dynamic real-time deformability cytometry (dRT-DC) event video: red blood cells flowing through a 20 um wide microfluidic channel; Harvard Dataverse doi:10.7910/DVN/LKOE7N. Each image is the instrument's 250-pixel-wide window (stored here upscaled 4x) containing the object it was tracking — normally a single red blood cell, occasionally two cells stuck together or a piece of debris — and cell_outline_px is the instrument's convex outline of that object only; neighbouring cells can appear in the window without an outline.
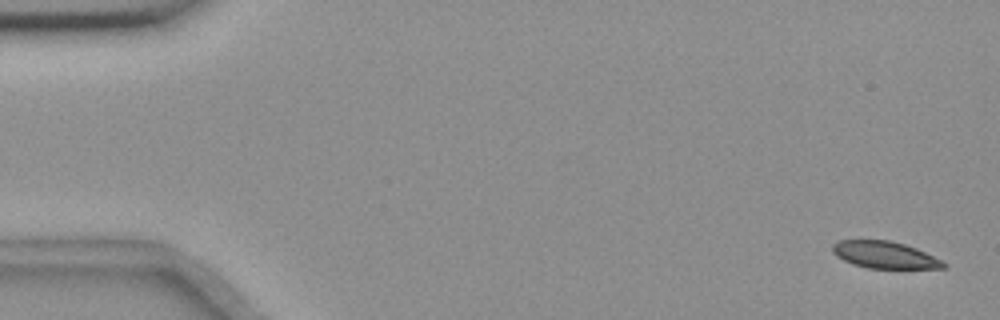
{"species": "common noctule bat (a hibernating species)", "species_latin": "Nyctalus noctula", "temperature_condition": "room temperature", "stored_images_in_passage": 56, "camera_frame_rate_fps": 3000, "um_per_image_px": 0.085, "animal": {"sex": "female", "body_mass_g": 18.4}, "frame": {"image": 1, "passage_image": 2, "time_ms": 0.333, "image_size_px": [1000, 320], "cell_outline_px": [[948, 268], [868, 268], [852, 264], [836, 256], [832, 252], [832, 244], [840, 240], [888, 240], [904, 244], [916, 248], [948, 264]], "centroid_in_image_um": [75.17, 21.66], "position_along_channel_um": 9.8, "area_um2": 17.34}}
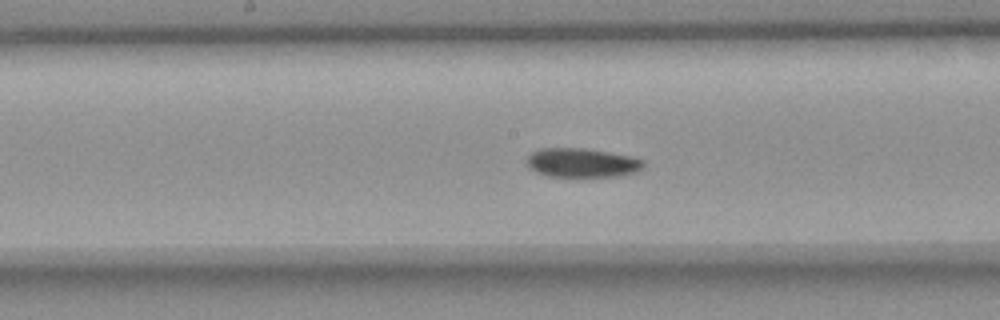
{"frame": {"image": 2, "passage_image": 29, "time_ms": 9.333, "image_size_px": [1000, 320], "cell_outline_px": [[644, 168], [636, 172], [616, 176], [548, 176], [536, 172], [528, 168], [524, 164], [524, 160], [532, 152], [540, 148], [584, 148], [632, 156], [644, 160]], "centroid_in_image_um": [49.43, 13.83], "position_along_channel_um": 198.8, "area_um2": 20.0}}
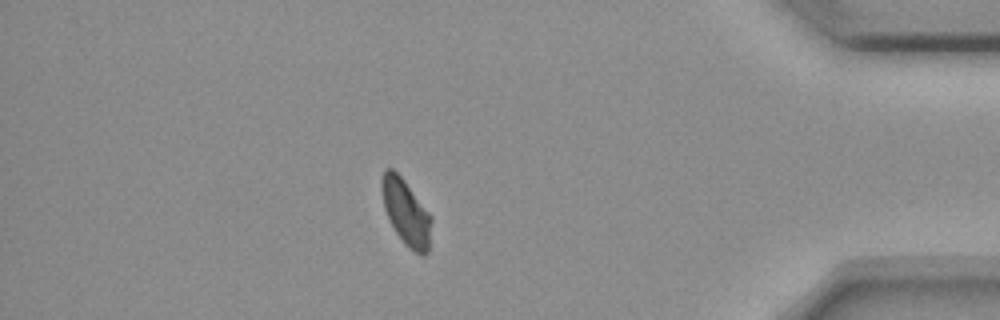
{"frame": {"image": 3, "passage_image": 49, "time_ms": 16.0, "image_size_px": [1000, 320], "cell_outline_px": [[432, 220], [428, 252], [424, 256], [420, 256], [404, 244], [396, 232], [384, 208], [380, 188], [380, 180], [384, 168], [392, 168], [404, 180], [432, 216]], "centroid_in_image_um": [34.51, 18.04], "position_along_channel_um": 400.7, "area_um2": 19.13}, "authors_computed_cell_mechanics": {"area_um2": 19.5653, "velocity_mm_per_s": 3.6264, "shape_relaxation_time_tau1_ms": 3.9076, "shape_relaxation_time_tau2_ms": null, "deformation_change_tau1": 0.1024, "deformation_change_tau2": null}}